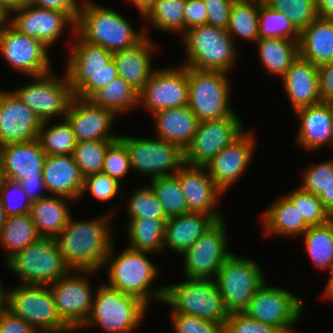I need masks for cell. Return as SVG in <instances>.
Masks as SVG:
<instances>
[{"label":"cell","instance_id":"cell-8","mask_svg":"<svg viewBox=\"0 0 333 333\" xmlns=\"http://www.w3.org/2000/svg\"><path fill=\"white\" fill-rule=\"evenodd\" d=\"M7 291V309L41 333L77 331L71 330L59 317L49 285L22 284Z\"/></svg>","mask_w":333,"mask_h":333},{"label":"cell","instance_id":"cell-61","mask_svg":"<svg viewBox=\"0 0 333 333\" xmlns=\"http://www.w3.org/2000/svg\"><path fill=\"white\" fill-rule=\"evenodd\" d=\"M18 182L21 184L22 189L24 190L26 195L29 197L31 202H34V201H37L39 199L49 196V195L42 194V191L47 192L43 177L25 178ZM40 190H41V193H40Z\"/></svg>","mask_w":333,"mask_h":333},{"label":"cell","instance_id":"cell-63","mask_svg":"<svg viewBox=\"0 0 333 333\" xmlns=\"http://www.w3.org/2000/svg\"><path fill=\"white\" fill-rule=\"evenodd\" d=\"M318 16L333 19V0H316Z\"/></svg>","mask_w":333,"mask_h":333},{"label":"cell","instance_id":"cell-14","mask_svg":"<svg viewBox=\"0 0 333 333\" xmlns=\"http://www.w3.org/2000/svg\"><path fill=\"white\" fill-rule=\"evenodd\" d=\"M55 74L51 71L48 74L36 76L32 83L12 90L42 122L50 121L56 116L65 118L74 97L66 73L63 77Z\"/></svg>","mask_w":333,"mask_h":333},{"label":"cell","instance_id":"cell-25","mask_svg":"<svg viewBox=\"0 0 333 333\" xmlns=\"http://www.w3.org/2000/svg\"><path fill=\"white\" fill-rule=\"evenodd\" d=\"M42 177L49 194L72 201L81 198L84 177L73 155H47Z\"/></svg>","mask_w":333,"mask_h":333},{"label":"cell","instance_id":"cell-39","mask_svg":"<svg viewBox=\"0 0 333 333\" xmlns=\"http://www.w3.org/2000/svg\"><path fill=\"white\" fill-rule=\"evenodd\" d=\"M40 235L32 221L30 213L9 216L0 231V243L7 249V260L14 253L37 241Z\"/></svg>","mask_w":333,"mask_h":333},{"label":"cell","instance_id":"cell-57","mask_svg":"<svg viewBox=\"0 0 333 333\" xmlns=\"http://www.w3.org/2000/svg\"><path fill=\"white\" fill-rule=\"evenodd\" d=\"M184 23L185 32L192 27L207 24V9L203 0H186Z\"/></svg>","mask_w":333,"mask_h":333},{"label":"cell","instance_id":"cell-43","mask_svg":"<svg viewBox=\"0 0 333 333\" xmlns=\"http://www.w3.org/2000/svg\"><path fill=\"white\" fill-rule=\"evenodd\" d=\"M62 121L51 127H47L50 122L45 121L38 132L37 139L47 155H73L76 140L72 125L66 118Z\"/></svg>","mask_w":333,"mask_h":333},{"label":"cell","instance_id":"cell-69","mask_svg":"<svg viewBox=\"0 0 333 333\" xmlns=\"http://www.w3.org/2000/svg\"><path fill=\"white\" fill-rule=\"evenodd\" d=\"M6 219H7V216L3 209L1 198H0V231H1L2 227L4 226V224L6 223Z\"/></svg>","mask_w":333,"mask_h":333},{"label":"cell","instance_id":"cell-62","mask_svg":"<svg viewBox=\"0 0 333 333\" xmlns=\"http://www.w3.org/2000/svg\"><path fill=\"white\" fill-rule=\"evenodd\" d=\"M318 197L324 209L333 218V177L330 179L329 186Z\"/></svg>","mask_w":333,"mask_h":333},{"label":"cell","instance_id":"cell-31","mask_svg":"<svg viewBox=\"0 0 333 333\" xmlns=\"http://www.w3.org/2000/svg\"><path fill=\"white\" fill-rule=\"evenodd\" d=\"M299 56L314 65L333 61V19L317 17L300 32Z\"/></svg>","mask_w":333,"mask_h":333},{"label":"cell","instance_id":"cell-23","mask_svg":"<svg viewBox=\"0 0 333 333\" xmlns=\"http://www.w3.org/2000/svg\"><path fill=\"white\" fill-rule=\"evenodd\" d=\"M177 179L185 196L189 212L204 213L213 216L217 221L224 219L217 206L224 193L211 179L205 166L185 164L177 173Z\"/></svg>","mask_w":333,"mask_h":333},{"label":"cell","instance_id":"cell-47","mask_svg":"<svg viewBox=\"0 0 333 333\" xmlns=\"http://www.w3.org/2000/svg\"><path fill=\"white\" fill-rule=\"evenodd\" d=\"M264 2L289 18L299 32L318 17L316 0H264Z\"/></svg>","mask_w":333,"mask_h":333},{"label":"cell","instance_id":"cell-35","mask_svg":"<svg viewBox=\"0 0 333 333\" xmlns=\"http://www.w3.org/2000/svg\"><path fill=\"white\" fill-rule=\"evenodd\" d=\"M74 35L65 72H99L113 59V52L85 41L77 32Z\"/></svg>","mask_w":333,"mask_h":333},{"label":"cell","instance_id":"cell-18","mask_svg":"<svg viewBox=\"0 0 333 333\" xmlns=\"http://www.w3.org/2000/svg\"><path fill=\"white\" fill-rule=\"evenodd\" d=\"M241 123L237 114L201 121L190 145L185 149V164L206 166L216 154L244 132V125Z\"/></svg>","mask_w":333,"mask_h":333},{"label":"cell","instance_id":"cell-65","mask_svg":"<svg viewBox=\"0 0 333 333\" xmlns=\"http://www.w3.org/2000/svg\"><path fill=\"white\" fill-rule=\"evenodd\" d=\"M26 0H0V6L10 13L12 10L24 4Z\"/></svg>","mask_w":333,"mask_h":333},{"label":"cell","instance_id":"cell-5","mask_svg":"<svg viewBox=\"0 0 333 333\" xmlns=\"http://www.w3.org/2000/svg\"><path fill=\"white\" fill-rule=\"evenodd\" d=\"M180 37L185 45L186 67L228 73L235 66L238 51L227 30L205 24L186 30Z\"/></svg>","mask_w":333,"mask_h":333},{"label":"cell","instance_id":"cell-48","mask_svg":"<svg viewBox=\"0 0 333 333\" xmlns=\"http://www.w3.org/2000/svg\"><path fill=\"white\" fill-rule=\"evenodd\" d=\"M285 196L294 204L310 226L322 225L332 219L324 209L319 197L303 190L300 186Z\"/></svg>","mask_w":333,"mask_h":333},{"label":"cell","instance_id":"cell-4","mask_svg":"<svg viewBox=\"0 0 333 333\" xmlns=\"http://www.w3.org/2000/svg\"><path fill=\"white\" fill-rule=\"evenodd\" d=\"M90 316L80 329L91 326L106 333H132L143 321L148 305L138 297L109 287H98Z\"/></svg>","mask_w":333,"mask_h":333},{"label":"cell","instance_id":"cell-9","mask_svg":"<svg viewBox=\"0 0 333 333\" xmlns=\"http://www.w3.org/2000/svg\"><path fill=\"white\" fill-rule=\"evenodd\" d=\"M227 74L188 68V106L200 122L237 114L229 103L231 85Z\"/></svg>","mask_w":333,"mask_h":333},{"label":"cell","instance_id":"cell-6","mask_svg":"<svg viewBox=\"0 0 333 333\" xmlns=\"http://www.w3.org/2000/svg\"><path fill=\"white\" fill-rule=\"evenodd\" d=\"M162 303L168 304L171 312L220 323H225L229 315L215 279L186 278L184 282L165 286Z\"/></svg>","mask_w":333,"mask_h":333},{"label":"cell","instance_id":"cell-12","mask_svg":"<svg viewBox=\"0 0 333 333\" xmlns=\"http://www.w3.org/2000/svg\"><path fill=\"white\" fill-rule=\"evenodd\" d=\"M94 273L96 270L93 269H72L49 284L57 313L71 330H80L90 316L95 296L88 276Z\"/></svg>","mask_w":333,"mask_h":333},{"label":"cell","instance_id":"cell-26","mask_svg":"<svg viewBox=\"0 0 333 333\" xmlns=\"http://www.w3.org/2000/svg\"><path fill=\"white\" fill-rule=\"evenodd\" d=\"M293 110L322 102L318 66L298 56L281 78Z\"/></svg>","mask_w":333,"mask_h":333},{"label":"cell","instance_id":"cell-10","mask_svg":"<svg viewBox=\"0 0 333 333\" xmlns=\"http://www.w3.org/2000/svg\"><path fill=\"white\" fill-rule=\"evenodd\" d=\"M264 272L253 260L232 253L222 264L215 281L227 312H243L265 282Z\"/></svg>","mask_w":333,"mask_h":333},{"label":"cell","instance_id":"cell-17","mask_svg":"<svg viewBox=\"0 0 333 333\" xmlns=\"http://www.w3.org/2000/svg\"><path fill=\"white\" fill-rule=\"evenodd\" d=\"M188 92V67L154 68L140 91V106L152 114L168 108L188 106Z\"/></svg>","mask_w":333,"mask_h":333},{"label":"cell","instance_id":"cell-49","mask_svg":"<svg viewBox=\"0 0 333 333\" xmlns=\"http://www.w3.org/2000/svg\"><path fill=\"white\" fill-rule=\"evenodd\" d=\"M129 196L127 210L129 218H167L151 186H140Z\"/></svg>","mask_w":333,"mask_h":333},{"label":"cell","instance_id":"cell-50","mask_svg":"<svg viewBox=\"0 0 333 333\" xmlns=\"http://www.w3.org/2000/svg\"><path fill=\"white\" fill-rule=\"evenodd\" d=\"M0 198L7 217L30 213L32 202L18 181L0 178Z\"/></svg>","mask_w":333,"mask_h":333},{"label":"cell","instance_id":"cell-3","mask_svg":"<svg viewBox=\"0 0 333 333\" xmlns=\"http://www.w3.org/2000/svg\"><path fill=\"white\" fill-rule=\"evenodd\" d=\"M114 248L112 243L105 262L108 266L107 285L138 297L148 306L153 299L163 302L165 286L155 289L150 286L157 278L159 271L157 265L147 257L150 252L136 251L126 247L124 251L116 255Z\"/></svg>","mask_w":333,"mask_h":333},{"label":"cell","instance_id":"cell-1","mask_svg":"<svg viewBox=\"0 0 333 333\" xmlns=\"http://www.w3.org/2000/svg\"><path fill=\"white\" fill-rule=\"evenodd\" d=\"M74 221L72 216L55 238L60 253L71 269L100 270L112 245L111 216ZM109 223V224H108Z\"/></svg>","mask_w":333,"mask_h":333},{"label":"cell","instance_id":"cell-53","mask_svg":"<svg viewBox=\"0 0 333 333\" xmlns=\"http://www.w3.org/2000/svg\"><path fill=\"white\" fill-rule=\"evenodd\" d=\"M170 318L174 333H225V323L178 312H171Z\"/></svg>","mask_w":333,"mask_h":333},{"label":"cell","instance_id":"cell-37","mask_svg":"<svg viewBox=\"0 0 333 333\" xmlns=\"http://www.w3.org/2000/svg\"><path fill=\"white\" fill-rule=\"evenodd\" d=\"M90 100L100 107L111 110L116 116L140 106V92L123 78L117 77L95 93Z\"/></svg>","mask_w":333,"mask_h":333},{"label":"cell","instance_id":"cell-30","mask_svg":"<svg viewBox=\"0 0 333 333\" xmlns=\"http://www.w3.org/2000/svg\"><path fill=\"white\" fill-rule=\"evenodd\" d=\"M148 38L149 36H146L129 49L113 52V59L116 63L119 77L123 78L139 92L146 85L154 71L151 66V53L155 51V45Z\"/></svg>","mask_w":333,"mask_h":333},{"label":"cell","instance_id":"cell-55","mask_svg":"<svg viewBox=\"0 0 333 333\" xmlns=\"http://www.w3.org/2000/svg\"><path fill=\"white\" fill-rule=\"evenodd\" d=\"M225 333H284L281 329L261 323L243 312L230 313L225 322Z\"/></svg>","mask_w":333,"mask_h":333},{"label":"cell","instance_id":"cell-54","mask_svg":"<svg viewBox=\"0 0 333 333\" xmlns=\"http://www.w3.org/2000/svg\"><path fill=\"white\" fill-rule=\"evenodd\" d=\"M120 187L121 183L103 172L91 174L84 177L81 197L85 194L84 192L89 190L90 194L97 200L108 201L119 193Z\"/></svg>","mask_w":333,"mask_h":333},{"label":"cell","instance_id":"cell-28","mask_svg":"<svg viewBox=\"0 0 333 333\" xmlns=\"http://www.w3.org/2000/svg\"><path fill=\"white\" fill-rule=\"evenodd\" d=\"M216 222L213 216L197 212L168 218L165 225L163 251L170 248L182 254Z\"/></svg>","mask_w":333,"mask_h":333},{"label":"cell","instance_id":"cell-16","mask_svg":"<svg viewBox=\"0 0 333 333\" xmlns=\"http://www.w3.org/2000/svg\"><path fill=\"white\" fill-rule=\"evenodd\" d=\"M0 54L12 69L30 78L53 71L48 47L39 39L20 33L9 22L0 30Z\"/></svg>","mask_w":333,"mask_h":333},{"label":"cell","instance_id":"cell-24","mask_svg":"<svg viewBox=\"0 0 333 333\" xmlns=\"http://www.w3.org/2000/svg\"><path fill=\"white\" fill-rule=\"evenodd\" d=\"M47 154L38 139L0 146V178L20 181L42 177Z\"/></svg>","mask_w":333,"mask_h":333},{"label":"cell","instance_id":"cell-52","mask_svg":"<svg viewBox=\"0 0 333 333\" xmlns=\"http://www.w3.org/2000/svg\"><path fill=\"white\" fill-rule=\"evenodd\" d=\"M302 183L299 185L303 190L319 196L330 184L333 177V158L325 162L316 163L302 171Z\"/></svg>","mask_w":333,"mask_h":333},{"label":"cell","instance_id":"cell-38","mask_svg":"<svg viewBox=\"0 0 333 333\" xmlns=\"http://www.w3.org/2000/svg\"><path fill=\"white\" fill-rule=\"evenodd\" d=\"M303 245L319 270L333 268V218L322 225L310 226L302 235Z\"/></svg>","mask_w":333,"mask_h":333},{"label":"cell","instance_id":"cell-66","mask_svg":"<svg viewBox=\"0 0 333 333\" xmlns=\"http://www.w3.org/2000/svg\"><path fill=\"white\" fill-rule=\"evenodd\" d=\"M0 280V316L7 310L8 291L4 290V286Z\"/></svg>","mask_w":333,"mask_h":333},{"label":"cell","instance_id":"cell-68","mask_svg":"<svg viewBox=\"0 0 333 333\" xmlns=\"http://www.w3.org/2000/svg\"><path fill=\"white\" fill-rule=\"evenodd\" d=\"M9 13L0 6V30L8 23Z\"/></svg>","mask_w":333,"mask_h":333},{"label":"cell","instance_id":"cell-15","mask_svg":"<svg viewBox=\"0 0 333 333\" xmlns=\"http://www.w3.org/2000/svg\"><path fill=\"white\" fill-rule=\"evenodd\" d=\"M226 233L225 219L219 220L182 253L185 278L215 279L232 254Z\"/></svg>","mask_w":333,"mask_h":333},{"label":"cell","instance_id":"cell-36","mask_svg":"<svg viewBox=\"0 0 333 333\" xmlns=\"http://www.w3.org/2000/svg\"><path fill=\"white\" fill-rule=\"evenodd\" d=\"M168 218H130L127 226L130 245L136 251L162 252L166 220Z\"/></svg>","mask_w":333,"mask_h":333},{"label":"cell","instance_id":"cell-7","mask_svg":"<svg viewBox=\"0 0 333 333\" xmlns=\"http://www.w3.org/2000/svg\"><path fill=\"white\" fill-rule=\"evenodd\" d=\"M5 261L11 272L21 278L22 284L49 285L72 270L54 238L40 237Z\"/></svg>","mask_w":333,"mask_h":333},{"label":"cell","instance_id":"cell-60","mask_svg":"<svg viewBox=\"0 0 333 333\" xmlns=\"http://www.w3.org/2000/svg\"><path fill=\"white\" fill-rule=\"evenodd\" d=\"M318 76L322 102L333 100V61L319 65Z\"/></svg>","mask_w":333,"mask_h":333},{"label":"cell","instance_id":"cell-19","mask_svg":"<svg viewBox=\"0 0 333 333\" xmlns=\"http://www.w3.org/2000/svg\"><path fill=\"white\" fill-rule=\"evenodd\" d=\"M9 18L8 22L20 33L39 39L47 47L59 40L66 25H72L73 35L76 32L77 22L68 13L40 8L27 2L12 10Z\"/></svg>","mask_w":333,"mask_h":333},{"label":"cell","instance_id":"cell-45","mask_svg":"<svg viewBox=\"0 0 333 333\" xmlns=\"http://www.w3.org/2000/svg\"><path fill=\"white\" fill-rule=\"evenodd\" d=\"M259 37L299 40L300 32L283 13L272 9L264 1L259 6Z\"/></svg>","mask_w":333,"mask_h":333},{"label":"cell","instance_id":"cell-27","mask_svg":"<svg viewBox=\"0 0 333 333\" xmlns=\"http://www.w3.org/2000/svg\"><path fill=\"white\" fill-rule=\"evenodd\" d=\"M300 122L296 143L308 150H317L327 143L333 145V121L326 102L295 110Z\"/></svg>","mask_w":333,"mask_h":333},{"label":"cell","instance_id":"cell-44","mask_svg":"<svg viewBox=\"0 0 333 333\" xmlns=\"http://www.w3.org/2000/svg\"><path fill=\"white\" fill-rule=\"evenodd\" d=\"M150 186L162 205L167 218L188 213L184 193L177 175L157 177L150 180Z\"/></svg>","mask_w":333,"mask_h":333},{"label":"cell","instance_id":"cell-20","mask_svg":"<svg viewBox=\"0 0 333 333\" xmlns=\"http://www.w3.org/2000/svg\"><path fill=\"white\" fill-rule=\"evenodd\" d=\"M255 141L251 132L244 131L205 166L211 179L223 192L229 190L248 169L254 154Z\"/></svg>","mask_w":333,"mask_h":333},{"label":"cell","instance_id":"cell-32","mask_svg":"<svg viewBox=\"0 0 333 333\" xmlns=\"http://www.w3.org/2000/svg\"><path fill=\"white\" fill-rule=\"evenodd\" d=\"M262 214L261 225L266 233L264 236L273 234L301 237L310 227L285 195L279 196Z\"/></svg>","mask_w":333,"mask_h":333},{"label":"cell","instance_id":"cell-11","mask_svg":"<svg viewBox=\"0 0 333 333\" xmlns=\"http://www.w3.org/2000/svg\"><path fill=\"white\" fill-rule=\"evenodd\" d=\"M129 153L131 170L150 180L175 175L185 165V151L160 138H133L119 135Z\"/></svg>","mask_w":333,"mask_h":333},{"label":"cell","instance_id":"cell-2","mask_svg":"<svg viewBox=\"0 0 333 333\" xmlns=\"http://www.w3.org/2000/svg\"><path fill=\"white\" fill-rule=\"evenodd\" d=\"M76 32L85 41L111 52L129 49L150 35L148 26L136 32L120 13L91 0H82Z\"/></svg>","mask_w":333,"mask_h":333},{"label":"cell","instance_id":"cell-29","mask_svg":"<svg viewBox=\"0 0 333 333\" xmlns=\"http://www.w3.org/2000/svg\"><path fill=\"white\" fill-rule=\"evenodd\" d=\"M155 135L166 142L180 146L184 151L190 145L199 126V119L189 106L168 108L155 112Z\"/></svg>","mask_w":333,"mask_h":333},{"label":"cell","instance_id":"cell-58","mask_svg":"<svg viewBox=\"0 0 333 333\" xmlns=\"http://www.w3.org/2000/svg\"><path fill=\"white\" fill-rule=\"evenodd\" d=\"M0 333H41L8 309L0 316Z\"/></svg>","mask_w":333,"mask_h":333},{"label":"cell","instance_id":"cell-22","mask_svg":"<svg viewBox=\"0 0 333 333\" xmlns=\"http://www.w3.org/2000/svg\"><path fill=\"white\" fill-rule=\"evenodd\" d=\"M65 118L72 125L76 142L119 138V134L110 130L116 115L109 109L95 105L90 99L74 96Z\"/></svg>","mask_w":333,"mask_h":333},{"label":"cell","instance_id":"cell-64","mask_svg":"<svg viewBox=\"0 0 333 333\" xmlns=\"http://www.w3.org/2000/svg\"><path fill=\"white\" fill-rule=\"evenodd\" d=\"M130 1L138 9L140 15H144L156 0H130Z\"/></svg>","mask_w":333,"mask_h":333},{"label":"cell","instance_id":"cell-51","mask_svg":"<svg viewBox=\"0 0 333 333\" xmlns=\"http://www.w3.org/2000/svg\"><path fill=\"white\" fill-rule=\"evenodd\" d=\"M131 169L129 153L126 145L118 138L107 149L102 172L119 183Z\"/></svg>","mask_w":333,"mask_h":333},{"label":"cell","instance_id":"cell-42","mask_svg":"<svg viewBox=\"0 0 333 333\" xmlns=\"http://www.w3.org/2000/svg\"><path fill=\"white\" fill-rule=\"evenodd\" d=\"M70 83L74 96L90 99L113 79L119 77L117 66L112 59L99 72H64Z\"/></svg>","mask_w":333,"mask_h":333},{"label":"cell","instance_id":"cell-59","mask_svg":"<svg viewBox=\"0 0 333 333\" xmlns=\"http://www.w3.org/2000/svg\"><path fill=\"white\" fill-rule=\"evenodd\" d=\"M28 4L68 13L76 22L79 17L81 2L77 0H26Z\"/></svg>","mask_w":333,"mask_h":333},{"label":"cell","instance_id":"cell-33","mask_svg":"<svg viewBox=\"0 0 333 333\" xmlns=\"http://www.w3.org/2000/svg\"><path fill=\"white\" fill-rule=\"evenodd\" d=\"M64 196H48L32 202L30 215L40 237L56 238L66 226L71 213Z\"/></svg>","mask_w":333,"mask_h":333},{"label":"cell","instance_id":"cell-40","mask_svg":"<svg viewBox=\"0 0 333 333\" xmlns=\"http://www.w3.org/2000/svg\"><path fill=\"white\" fill-rule=\"evenodd\" d=\"M264 0H244L233 2L228 34L233 38L239 37L250 42H256L259 37V6Z\"/></svg>","mask_w":333,"mask_h":333},{"label":"cell","instance_id":"cell-34","mask_svg":"<svg viewBox=\"0 0 333 333\" xmlns=\"http://www.w3.org/2000/svg\"><path fill=\"white\" fill-rule=\"evenodd\" d=\"M298 41L275 37L259 38L255 43L265 70L281 79L299 56Z\"/></svg>","mask_w":333,"mask_h":333},{"label":"cell","instance_id":"cell-41","mask_svg":"<svg viewBox=\"0 0 333 333\" xmlns=\"http://www.w3.org/2000/svg\"><path fill=\"white\" fill-rule=\"evenodd\" d=\"M185 5L186 0H156L143 16L152 27L182 36L185 33Z\"/></svg>","mask_w":333,"mask_h":333},{"label":"cell","instance_id":"cell-56","mask_svg":"<svg viewBox=\"0 0 333 333\" xmlns=\"http://www.w3.org/2000/svg\"><path fill=\"white\" fill-rule=\"evenodd\" d=\"M207 9V25L227 30L232 0H203Z\"/></svg>","mask_w":333,"mask_h":333},{"label":"cell","instance_id":"cell-21","mask_svg":"<svg viewBox=\"0 0 333 333\" xmlns=\"http://www.w3.org/2000/svg\"><path fill=\"white\" fill-rule=\"evenodd\" d=\"M42 120L12 91L0 95V146L38 138Z\"/></svg>","mask_w":333,"mask_h":333},{"label":"cell","instance_id":"cell-67","mask_svg":"<svg viewBox=\"0 0 333 333\" xmlns=\"http://www.w3.org/2000/svg\"><path fill=\"white\" fill-rule=\"evenodd\" d=\"M330 276H329V280L327 281V285L325 286V292H324V298H326L327 300L329 299V301L333 300V268L330 271Z\"/></svg>","mask_w":333,"mask_h":333},{"label":"cell","instance_id":"cell-70","mask_svg":"<svg viewBox=\"0 0 333 333\" xmlns=\"http://www.w3.org/2000/svg\"><path fill=\"white\" fill-rule=\"evenodd\" d=\"M331 112L332 121H333V100L326 102Z\"/></svg>","mask_w":333,"mask_h":333},{"label":"cell","instance_id":"cell-46","mask_svg":"<svg viewBox=\"0 0 333 333\" xmlns=\"http://www.w3.org/2000/svg\"><path fill=\"white\" fill-rule=\"evenodd\" d=\"M114 141L93 140L76 142L73 156L83 177L102 172L105 154Z\"/></svg>","mask_w":333,"mask_h":333},{"label":"cell","instance_id":"cell-13","mask_svg":"<svg viewBox=\"0 0 333 333\" xmlns=\"http://www.w3.org/2000/svg\"><path fill=\"white\" fill-rule=\"evenodd\" d=\"M303 307L304 302L300 296L277 286H267L265 280L243 313L256 321L277 327L284 333H296L292 328L300 320Z\"/></svg>","mask_w":333,"mask_h":333}]
</instances>
